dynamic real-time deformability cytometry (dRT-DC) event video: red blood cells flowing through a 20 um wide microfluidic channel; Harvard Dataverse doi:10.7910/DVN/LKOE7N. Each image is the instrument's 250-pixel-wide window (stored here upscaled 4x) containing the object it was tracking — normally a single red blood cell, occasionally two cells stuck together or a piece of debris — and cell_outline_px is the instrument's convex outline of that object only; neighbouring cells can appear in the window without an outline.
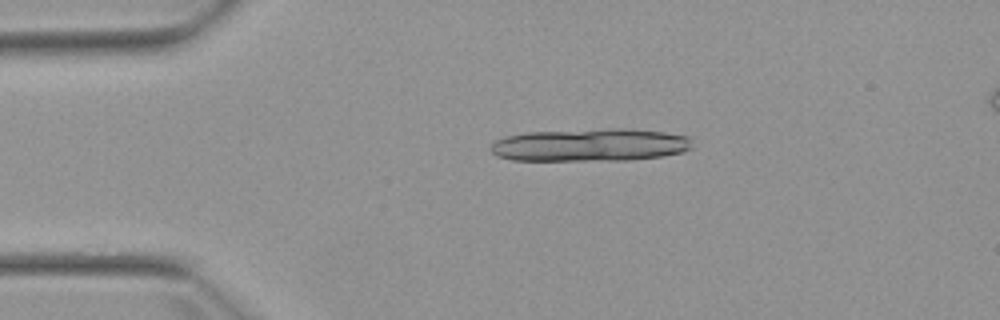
{"species": "Egyptian fruit bat (a non-hibernating species)", "species_latin": "Rousettus aegyptiacus", "temperature_condition": "warm", "stored_images_in_passage": 4, "camera_frame_rate_fps": 3000, "um_per_image_px": 0.085, "animal": {"sex": "female"}, "frame": {"image": 1, "passage_image": 2, "time_ms": 2.0, "image_size_px": [1000, 320], "cell_outline_px": [[692, 148], [684, 152], [660, 156], [628, 160], [512, 160], [496, 156], [488, 148], [496, 140], [508, 136], [528, 132], [616, 128], [620, 128], [664, 132], [688, 136]], "centroid_in_image_um": [50.15, 12.32], "position_along_channel_um": 34.9, "area_um2": 38.38}}